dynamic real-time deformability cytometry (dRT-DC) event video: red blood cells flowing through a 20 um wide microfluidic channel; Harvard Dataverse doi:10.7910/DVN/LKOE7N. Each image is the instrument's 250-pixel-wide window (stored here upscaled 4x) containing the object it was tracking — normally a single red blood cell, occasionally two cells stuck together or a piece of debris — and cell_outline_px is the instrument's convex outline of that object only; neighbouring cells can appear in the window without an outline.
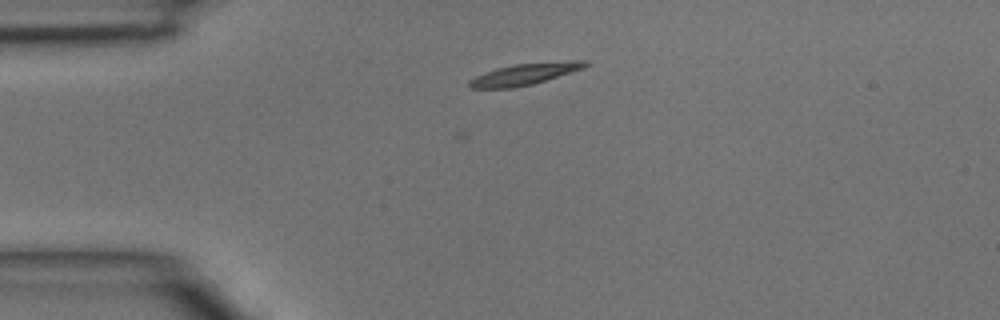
{"species": "common noctule bat (a hibernating species)", "species_latin": "Nyctalus noctula", "temperature_condition": "room temperature", "stored_images_in_passage": 3, "camera_frame_rate_fps": 3000, "um_per_image_px": 0.085, "animal": {"sex": "male", "body_mass_g": 15.6}, "frame": {"image": 1, "passage_image": 2, "time_ms": 0.333, "image_size_px": [1000, 320], "cell_outline_px": [[588, 64], [584, 68], [532, 84], [512, 88], [468, 88], [468, 80], [476, 76], [496, 68], [516, 64], [572, 60], [588, 60]], "centroid_in_image_um": [44.59, 6.29], "position_along_channel_um": 40.4, "area_um2": 14.39}}
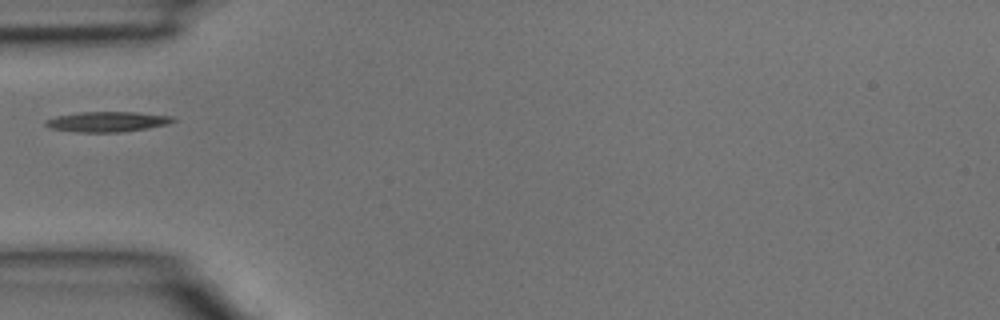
{"frame": {"image": 2, "passage_image": 3, "time_ms": 0.667, "image_size_px": [1000, 320], "cell_outline_px": [[176, 120], [168, 124], [148, 128], [120, 132], [76, 132], [52, 128], [44, 124], [44, 120], [56, 116], [80, 112], [136, 112], [172, 116]], "centroid_in_image_um": [9.12, 10.34], "position_along_channel_um": 75.9, "area_um2": 14.97}}